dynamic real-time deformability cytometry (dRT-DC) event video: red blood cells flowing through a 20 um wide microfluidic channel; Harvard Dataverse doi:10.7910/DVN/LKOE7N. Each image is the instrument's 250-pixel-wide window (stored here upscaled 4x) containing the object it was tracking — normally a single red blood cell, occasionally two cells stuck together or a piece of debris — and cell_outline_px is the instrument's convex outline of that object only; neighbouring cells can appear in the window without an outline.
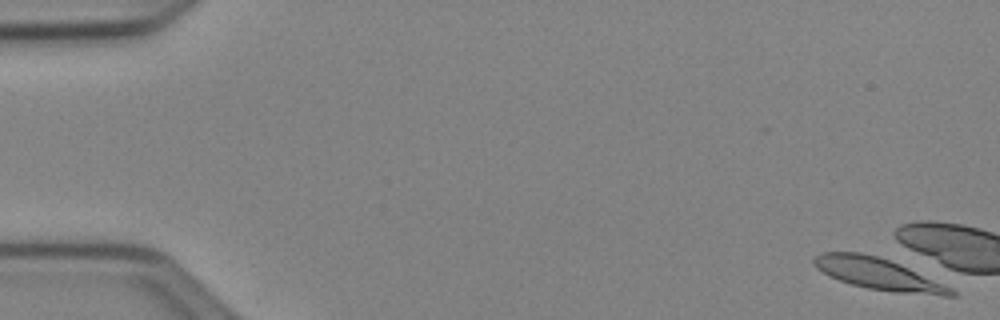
{"species": "Egyptian fruit bat (a non-hibernating species)", "species_latin": "Rousettus aegyptiacus", "temperature_condition": "cold", "stored_images_in_passage": 3, "camera_frame_rate_fps": 3000, "um_per_image_px": 0.085, "animal": {"sex": "female"}, "frame": {"image": 1, "passage_image": 1, "time_ms": 0.0, "image_size_px": [1000, 320], "cell_outline_px": [[956, 296], [944, 296], [896, 292], [868, 288], [852, 284], [840, 280], [816, 268], [812, 260], [820, 252], [860, 252], [876, 256], [900, 264], [952, 288], [956, 292]], "centroid_in_image_um": [74.65, 23.28], "position_along_channel_um": 10.3, "area_um2": 24.8}}